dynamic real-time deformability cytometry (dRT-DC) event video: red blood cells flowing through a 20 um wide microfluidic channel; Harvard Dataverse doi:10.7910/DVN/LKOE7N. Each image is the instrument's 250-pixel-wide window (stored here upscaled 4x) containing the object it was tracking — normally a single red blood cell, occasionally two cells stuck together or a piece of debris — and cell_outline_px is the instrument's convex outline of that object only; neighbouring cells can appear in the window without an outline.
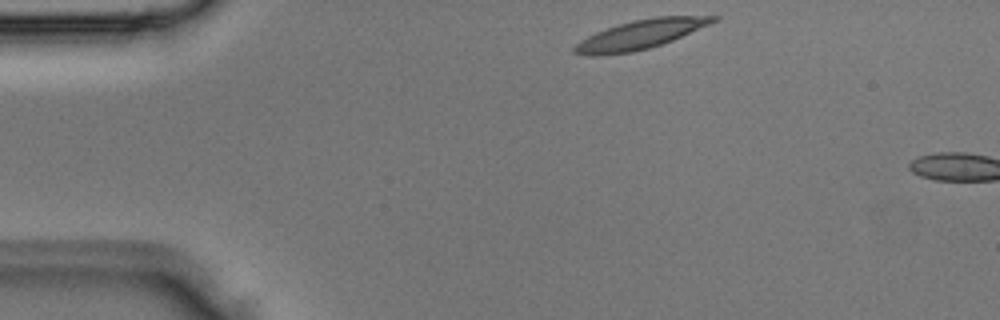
{"species": "Egyptian fruit bat (a non-hibernating species)", "species_latin": "Rousettus aegyptiacus", "temperature_condition": "room temperature", "stored_images_in_passage": 2, "segment_of_instrument_passage": [2, 2], "camera_frame_rate_fps": 3000, "um_per_image_px": 0.085, "animal": {"sex": "male"}, "frame": {"image": 1, "passage_image": 2, "time_ms": 0.333, "image_size_px": [1000, 320], "cell_outline_px": [[720, 16], [716, 20], [708, 24], [672, 40], [648, 48], [632, 52], [600, 56], [588, 56], [572, 52], [572, 48], [580, 40], [596, 32], [632, 20], [656, 16]], "centroid_in_image_um": [54.35, 2.95], "position_along_channel_um": 30.7, "area_um2": 23.12}}